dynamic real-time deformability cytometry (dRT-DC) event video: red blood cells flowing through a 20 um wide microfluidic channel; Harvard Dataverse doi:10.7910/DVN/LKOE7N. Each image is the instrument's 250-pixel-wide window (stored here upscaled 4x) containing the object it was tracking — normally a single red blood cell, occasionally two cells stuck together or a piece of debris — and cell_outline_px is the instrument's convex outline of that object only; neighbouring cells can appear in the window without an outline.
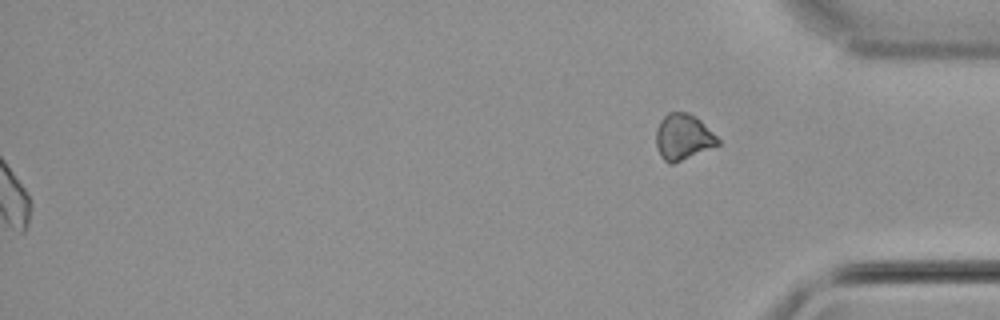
{"species": "common noctule bat (a hibernating species)", "species_latin": "Nyctalus noctula", "temperature_condition": "cold", "stored_images_in_passage": 55, "segment_of_instrument_passage": [2, 2], "camera_frame_rate_fps": 3000, "um_per_image_px": 0.085, "animal": {"sex": "male", "body_mass_g": 21.5, "forearm_length_mm": 52.0}, "frame": {"image": 1, "passage_image": 55, "time_ms": 18.0, "image_size_px": [1000, 320], "cell_outline_px": [[720, 144], [672, 164], [668, 164], [660, 156], [656, 148], [656, 128], [660, 120], [668, 112], [688, 112], [696, 116], [720, 140]], "centroid_in_image_um": [58.03, 11.64], "position_along_channel_um": 377.2, "area_um2": 16.53}}